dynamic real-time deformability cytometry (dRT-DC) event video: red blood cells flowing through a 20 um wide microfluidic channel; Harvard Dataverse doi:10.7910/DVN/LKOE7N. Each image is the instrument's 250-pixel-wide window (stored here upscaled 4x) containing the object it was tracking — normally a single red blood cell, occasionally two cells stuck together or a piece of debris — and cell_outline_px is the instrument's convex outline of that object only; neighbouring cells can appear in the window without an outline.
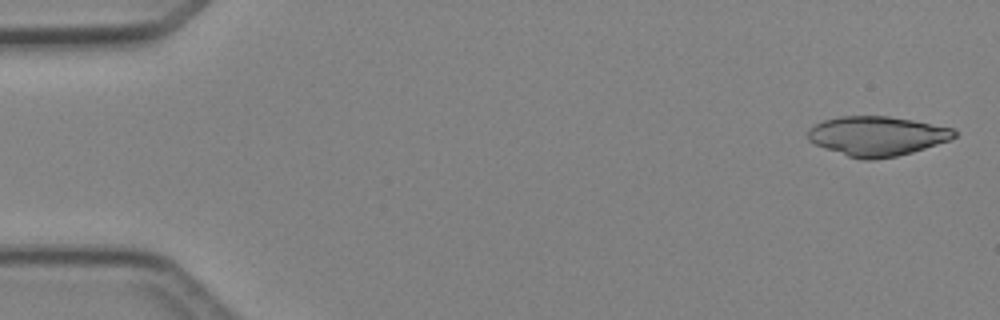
{"species": "Egyptian fruit bat (a non-hibernating species)", "species_latin": "Rousettus aegyptiacus", "temperature_condition": "cold", "stored_images_in_passage": 45, "camera_frame_rate_fps": 3000, "um_per_image_px": 0.085, "animal": {"sex": "female"}, "frame": {"image": 1, "passage_image": 1, "time_ms": 0.0, "image_size_px": [1000, 320], "cell_outline_px": [[956, 132], [952, 136], [944, 140], [908, 152], [892, 156], [852, 156], [820, 144], [820, 124], [832, 120], [856, 116], [876, 116], [904, 120], [948, 128]], "centroid_in_image_um": [74.75, 11.54], "position_along_channel_um": 10.3, "area_um2": 28.78}}
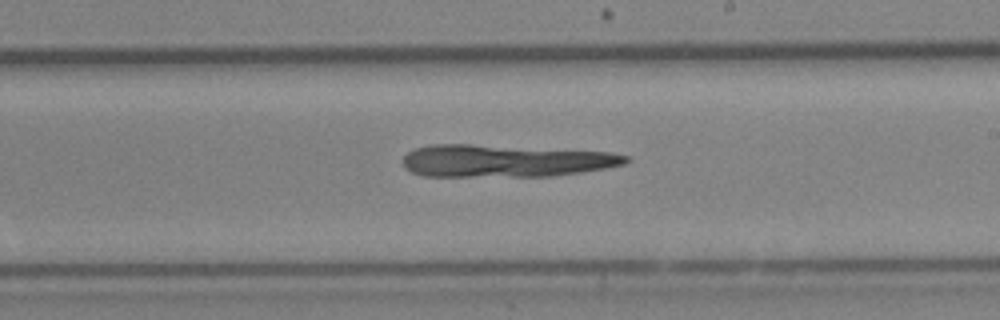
{"frame": {"image": 2, "passage_image": 27, "time_ms": 8.667, "image_size_px": [1000, 320], "cell_outline_px": [[624, 160], [616, 164], [592, 168], [564, 172], [420, 172], [412, 168], [404, 160], [412, 152], [424, 148], [484, 148], [596, 152], [624, 156]], "centroid_in_image_um": [43.03, 13.63], "position_along_channel_um": 246.0, "area_um2": 32.08}}
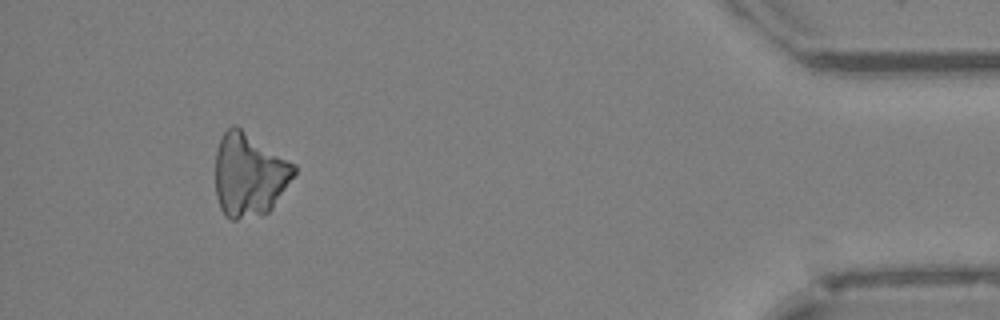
{"frame": {"image": 3, "passage_image": 43, "time_ms": 14.0, "image_size_px": [1000, 320], "cell_outline_px": [[296, 172], [272, 204], [268, 208], [236, 216], [228, 216], [224, 212], [220, 204], [216, 188], [216, 160], [220, 144], [224, 136], [236, 128], [292, 164], [296, 168]], "centroid_in_image_um": [21.16, 14.85], "position_along_channel_um": 414.0, "area_um2": 34.16}}